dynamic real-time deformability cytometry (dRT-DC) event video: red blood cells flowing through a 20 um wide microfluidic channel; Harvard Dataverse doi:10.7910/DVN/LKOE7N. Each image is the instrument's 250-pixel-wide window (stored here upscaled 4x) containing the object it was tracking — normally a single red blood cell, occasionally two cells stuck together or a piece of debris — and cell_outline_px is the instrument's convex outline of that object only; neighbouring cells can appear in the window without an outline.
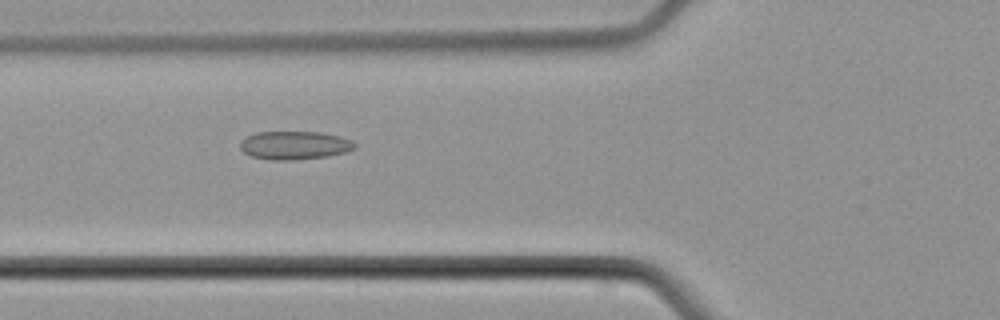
{"species": "common noctule bat (a hibernating species)", "species_latin": "Nyctalus noctula", "temperature_condition": "cold", "stored_images_in_passage": 8, "camera_frame_rate_fps": 3000, "um_per_image_px": 0.085, "animal": {"sex": "male", "body_mass_g": 21.5, "forearm_length_mm": 52.0}, "frame": {"image": 1, "passage_image": 5, "time_ms": 5.667, "image_size_px": [1000, 320], "cell_outline_px": [[356, 148], [344, 152], [328, 156], [292, 160], [272, 160], [252, 156], [244, 152], [240, 148], [240, 140], [256, 132], [320, 132], [340, 136], [352, 140], [356, 144]], "centroid_in_image_um": [25.04, 12.34], "position_along_channel_um": 100.8, "area_um2": 18.9}}
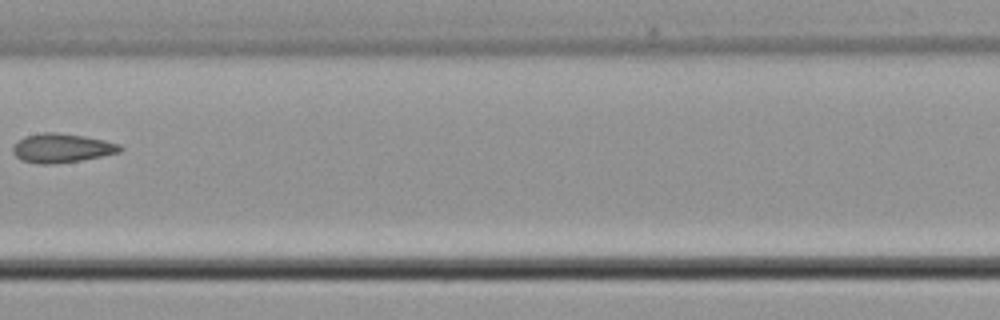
{"frame": {"image": 2, "passage_image": 7, "time_ms": 8.333, "image_size_px": [1000, 320], "cell_outline_px": [[124, 148], [120, 152], [80, 160], [52, 164], [40, 164], [20, 160], [12, 152], [12, 148], [24, 136], [40, 132], [56, 132], [84, 136], [104, 140], [120, 144]], "centroid_in_image_um": [5.24, 12.58], "position_along_channel_um": 202.2, "area_um2": 18.09}}
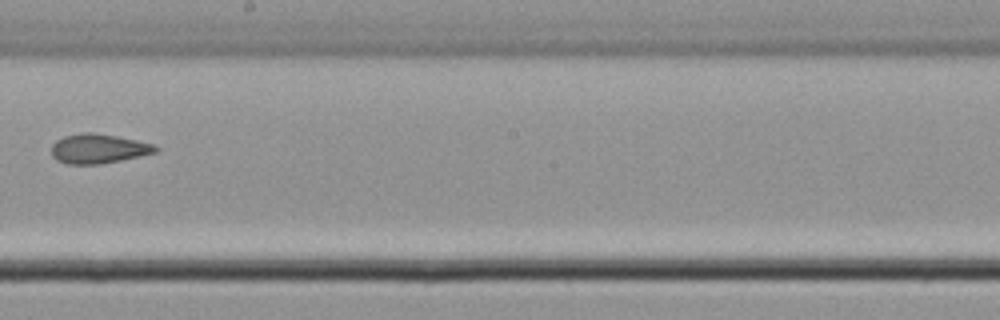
{"frame": {"image": 3, "passage_image": 8, "time_ms": 9.333, "image_size_px": [1000, 320], "cell_outline_px": [[160, 148], [156, 152], [120, 160], [100, 164], [68, 164], [56, 160], [52, 156], [52, 144], [56, 140], [64, 136], [80, 132], [92, 132], [116, 136], [136, 140], [152, 144]], "centroid_in_image_um": [8.32, 12.63], "position_along_channel_um": 239.9, "area_um2": 17.8}}